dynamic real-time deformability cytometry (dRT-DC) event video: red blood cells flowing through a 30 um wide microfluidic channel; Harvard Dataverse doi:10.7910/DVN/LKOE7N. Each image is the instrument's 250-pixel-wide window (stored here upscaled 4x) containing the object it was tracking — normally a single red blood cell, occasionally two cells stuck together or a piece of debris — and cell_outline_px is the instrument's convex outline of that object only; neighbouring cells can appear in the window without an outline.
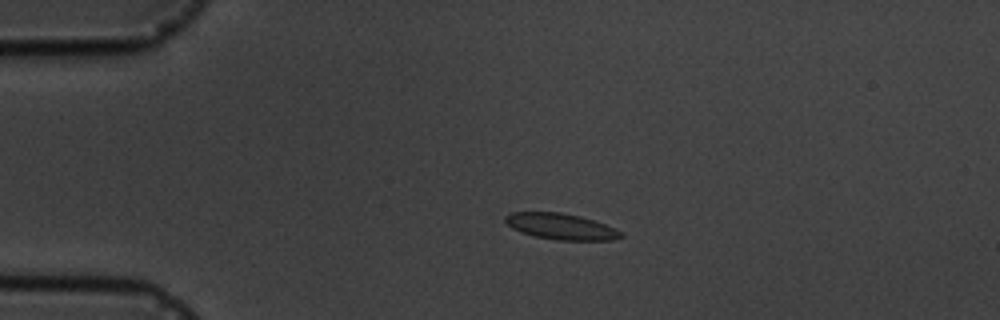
{"species": "common noctule bat (a hibernating species)", "species_latin": "Nyctalus noctula", "temperature_condition": "cold", "stored_images_in_passage": 5, "camera_frame_rate_fps": 3000, "um_per_image_px": 0.085, "animal": {"sex": "male", "body_mass_g": 19.5, "forearm_length_mm": 54.6}, "frame": {"image": 1, "passage_image": 4, "time_ms": 3.333, "image_size_px": [1000, 320], "cell_outline_px": [[624, 236], [612, 240], [556, 240], [532, 236], [520, 232], [512, 228], [504, 220], [504, 216], [508, 212], [560, 212], [580, 216], [604, 224], [620, 232]], "centroid_in_image_um": [47.6, 19.25], "position_along_channel_um": 37.4, "area_um2": 17.51}}
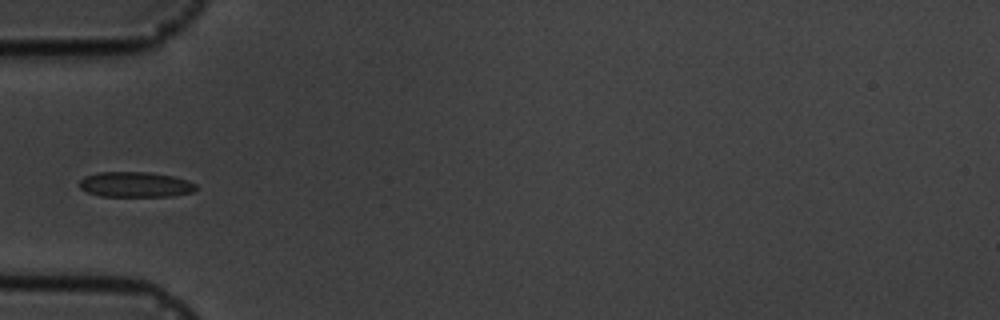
{"frame": {"image": 2, "passage_image": 5, "time_ms": 5.333, "image_size_px": [1000, 320], "cell_outline_px": [[196, 188], [192, 192], [172, 196], [100, 196], [88, 192], [80, 188], [80, 180], [84, 176], [96, 172], [148, 172], [172, 176], [188, 180], [196, 184]], "centroid_in_image_um": [11.49, 15.68], "position_along_channel_um": 73.5, "area_um2": 17.17}}